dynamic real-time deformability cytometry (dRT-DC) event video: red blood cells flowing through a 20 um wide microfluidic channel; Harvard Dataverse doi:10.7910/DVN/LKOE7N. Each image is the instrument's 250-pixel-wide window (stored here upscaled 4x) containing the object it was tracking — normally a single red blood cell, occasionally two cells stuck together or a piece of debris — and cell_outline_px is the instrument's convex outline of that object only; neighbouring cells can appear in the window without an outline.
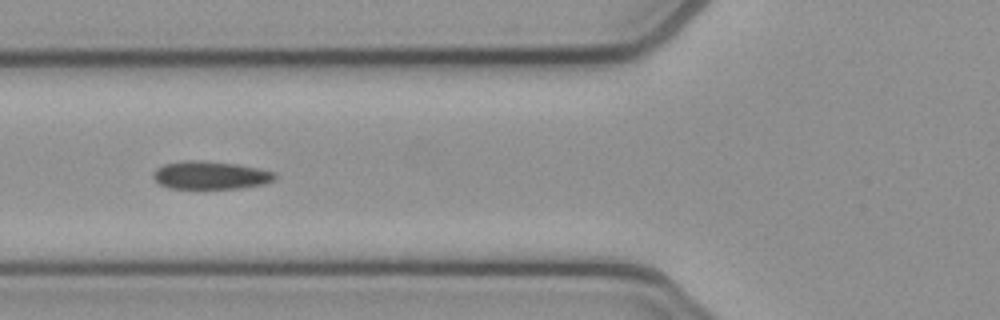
{"species": "common noctule bat (a hibernating species)", "species_latin": "Nyctalus noctula", "temperature_condition": "cold", "stored_images_in_passage": 6, "camera_frame_rate_fps": 3000, "um_per_image_px": 0.085, "animal": {"sex": "female", "body_mass_g": 21.9}, "frame": {"image": 1, "passage_image": 4, "time_ms": 1.0, "image_size_px": [1000, 320], "cell_outline_px": [[276, 180], [264, 184], [240, 188], [168, 188], [160, 184], [152, 176], [152, 172], [156, 168], [164, 164], [184, 160], [196, 160], [236, 164], [260, 168], [276, 172]], "centroid_in_image_um": [17.9, 14.89], "position_along_channel_um": 107.9, "area_um2": 19.94}}
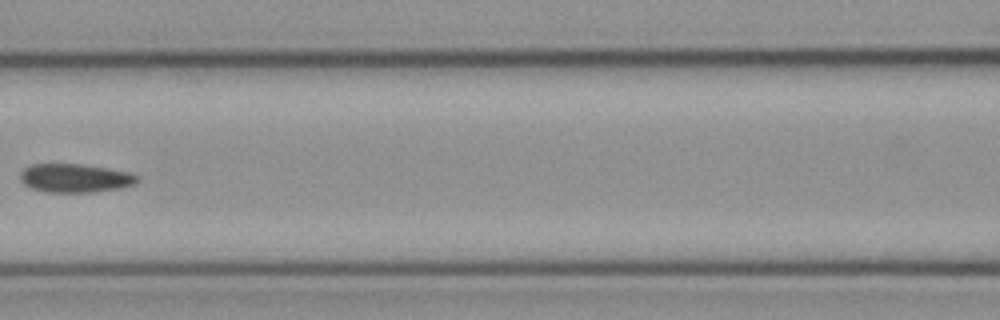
{"frame": {"image": 2, "passage_image": 5, "time_ms": 1.333, "image_size_px": [1000, 320], "cell_outline_px": [[140, 180], [136, 184], [120, 188], [96, 192], [44, 192], [32, 188], [24, 184], [20, 180], [20, 172], [24, 168], [32, 164], [80, 164], [108, 168], [128, 172], [140, 176]], "centroid_in_image_um": [6.41, 15.14], "position_along_channel_um": 160.2, "area_um2": 19.71}}
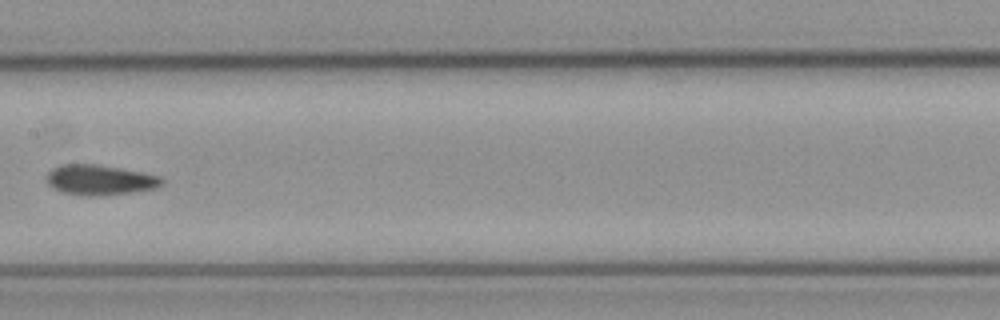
{"frame": {"image": 3, "passage_image": 6, "time_ms": 1.667, "image_size_px": [1000, 320], "cell_outline_px": [[164, 180], [156, 188], [128, 192], [96, 196], [88, 196], [64, 192], [52, 188], [48, 184], [48, 172], [52, 168], [60, 164], [96, 164], [120, 168], [160, 176]], "centroid_in_image_um": [8.45, 15.28], "position_along_channel_um": 198.9, "area_um2": 19.94}}